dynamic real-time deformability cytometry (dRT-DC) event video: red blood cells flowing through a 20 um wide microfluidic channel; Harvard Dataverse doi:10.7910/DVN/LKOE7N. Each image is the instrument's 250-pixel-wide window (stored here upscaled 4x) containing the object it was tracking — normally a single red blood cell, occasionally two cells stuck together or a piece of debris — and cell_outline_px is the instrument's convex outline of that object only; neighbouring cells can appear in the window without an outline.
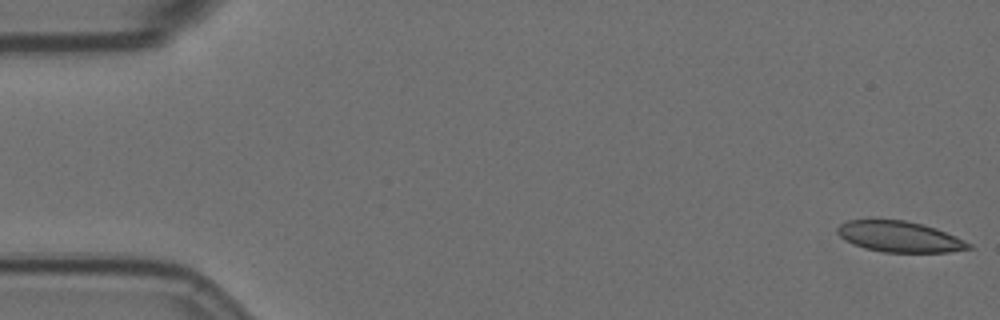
{"species": "Egyptian fruit bat (a non-hibernating species)", "species_latin": "Rousettus aegyptiacus", "temperature_condition": "room temperature", "stored_images_in_passage": 57, "camera_frame_rate_fps": 3000, "um_per_image_px": 0.085, "animal": {"sex": "female"}, "frame": {"image": 1, "passage_image": 1, "time_ms": 0.0, "image_size_px": [1000, 320], "cell_outline_px": [[976, 248], [948, 252], [884, 252], [864, 248], [852, 244], [844, 240], [836, 232], [836, 228], [840, 224], [848, 220], [904, 220], [936, 228], [956, 236], [972, 244]], "centroid_in_image_um": [76.47, 20.13], "position_along_channel_um": 8.5, "area_um2": 23.64}}
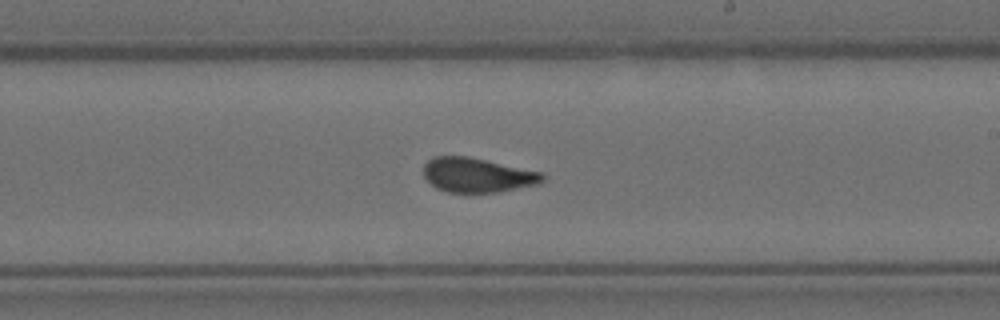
{"frame": {"image": 2, "passage_image": 33, "time_ms": 10.667, "image_size_px": [1000, 320], "cell_outline_px": [[544, 180], [540, 184], [496, 192], [448, 192], [436, 188], [424, 176], [424, 164], [432, 156], [468, 156], [544, 172]], "centroid_in_image_um": [40.6, 14.87], "position_along_channel_um": 248.4, "area_um2": 23.99}}
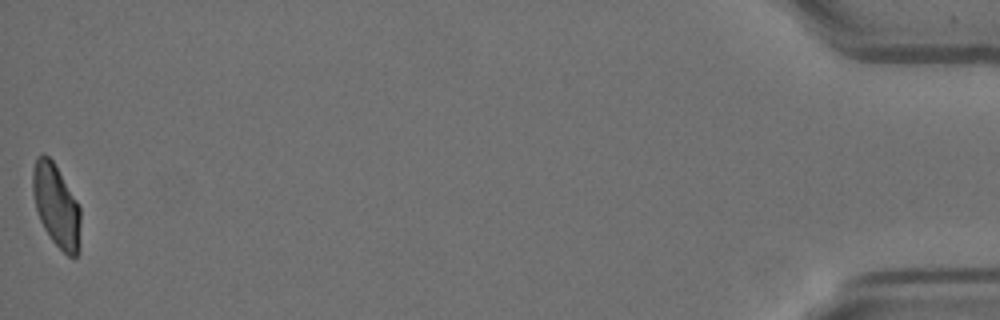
{"frame": {"image": 3, "passage_image": 57, "time_ms": 18.667, "image_size_px": [1000, 320], "cell_outline_px": [[80, 248], [76, 256], [68, 256], [52, 240], [44, 228], [40, 220], [36, 208], [32, 192], [32, 172], [36, 156], [48, 156], [52, 160], [76, 200], [80, 208]], "centroid_in_image_um": [4.78, 17.5], "position_along_channel_um": 430.4, "area_um2": 22.77}, "authors_computed_cell_mechanics": {"area_um2": 24.1026, "velocity_mm_per_s": 3.5208, "shape_relaxation_time_tau1_ms": null, "shape_relaxation_time_tau2_ms": 1.1946, "deformation_change_tau1": null, "deformation_change_tau2": 0.079}}